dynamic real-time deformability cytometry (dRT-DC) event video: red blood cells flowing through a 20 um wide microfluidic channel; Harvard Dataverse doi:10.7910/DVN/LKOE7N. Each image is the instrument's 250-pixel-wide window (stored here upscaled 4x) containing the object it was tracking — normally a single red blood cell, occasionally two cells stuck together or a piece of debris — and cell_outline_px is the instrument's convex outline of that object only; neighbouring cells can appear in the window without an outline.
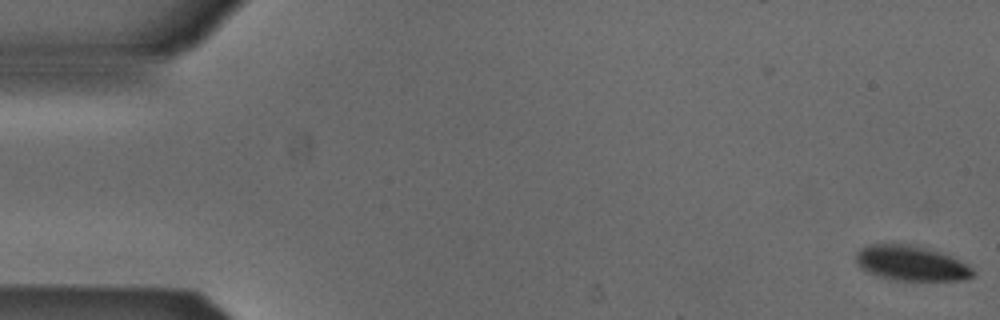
{"species": "Egyptian fruit bat (a non-hibernating species)", "species_latin": "Rousettus aegyptiacus", "temperature_condition": "cold", "stored_images_in_passage": 5, "camera_frame_rate_fps": 3000, "um_per_image_px": 0.085, "animal": {"sex": "male"}, "frame": {"image": 1, "passage_image": 5, "time_ms": 1.333, "image_size_px": [1000, 320], "cell_outline_px": [[976, 272], [972, 276], [964, 280], [896, 280], [880, 276], [868, 272], [860, 268], [856, 264], [856, 252], [860, 248], [868, 244], [916, 244], [952, 256], [972, 268]], "centroid_in_image_um": [77.43, 22.36], "position_along_channel_um": 7.6, "area_um2": 23.99}}